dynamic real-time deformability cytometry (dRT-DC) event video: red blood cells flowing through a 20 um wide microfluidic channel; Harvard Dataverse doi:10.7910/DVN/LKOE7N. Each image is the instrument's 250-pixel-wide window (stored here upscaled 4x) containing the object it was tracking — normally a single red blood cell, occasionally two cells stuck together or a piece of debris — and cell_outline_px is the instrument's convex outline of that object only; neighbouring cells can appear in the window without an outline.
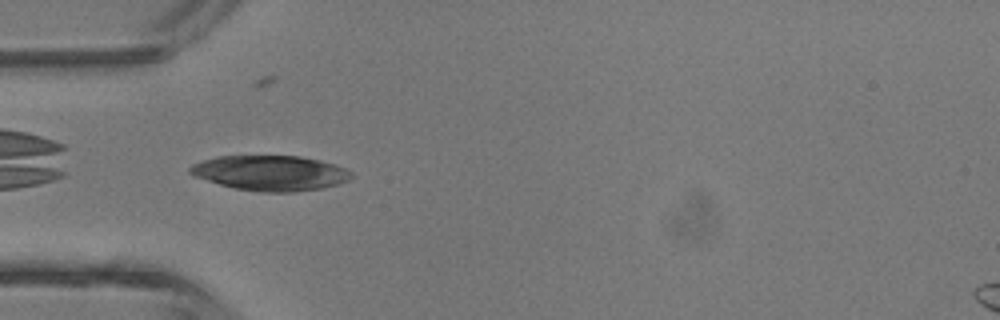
{"species": "common noctule bat (a hibernating species)", "species_latin": "Nyctalus noctula", "temperature_condition": "room temperature", "stored_images_in_passage": 26, "camera_frame_rate_fps": 3000, "um_per_image_px": 0.085, "animal": {"sex": "male", "body_mass_g": 13.3}, "frame": {"image": 1, "passage_image": 1, "time_ms": 0.0, "image_size_px": [1000, 320], "cell_outline_px": [[352, 176], [348, 180], [324, 188], [296, 192], [264, 192], [232, 188], [196, 176], [188, 172], [188, 168], [192, 164], [216, 156], [300, 156], [320, 160], [344, 168], [352, 172]], "centroid_in_image_um": [22.98, 14.71], "position_along_channel_um": 62.0, "area_um2": 32.89}}
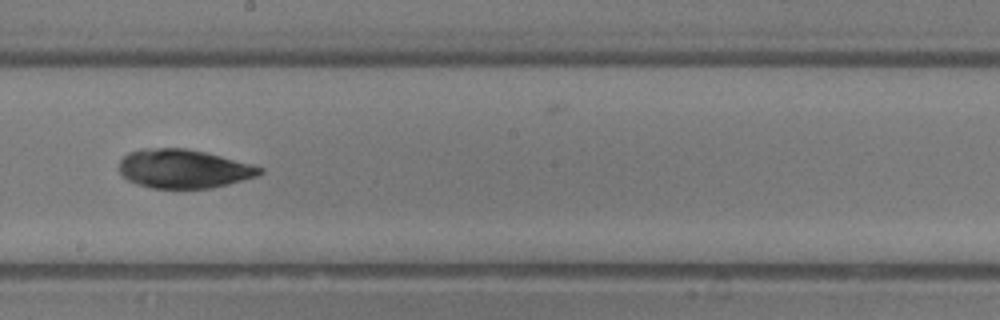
{"frame": {"image": 2, "passage_image": 12, "time_ms": 3.667, "image_size_px": [1000, 320], "cell_outline_px": [[264, 172], [256, 176], [228, 184], [212, 188], [152, 188], [136, 184], [128, 180], [120, 172], [120, 160], [128, 152], [144, 148], [184, 148], [204, 152], [252, 164], [264, 168]], "centroid_in_image_um": [15.6, 14.34], "position_along_channel_um": 232.6, "area_um2": 31.67}}
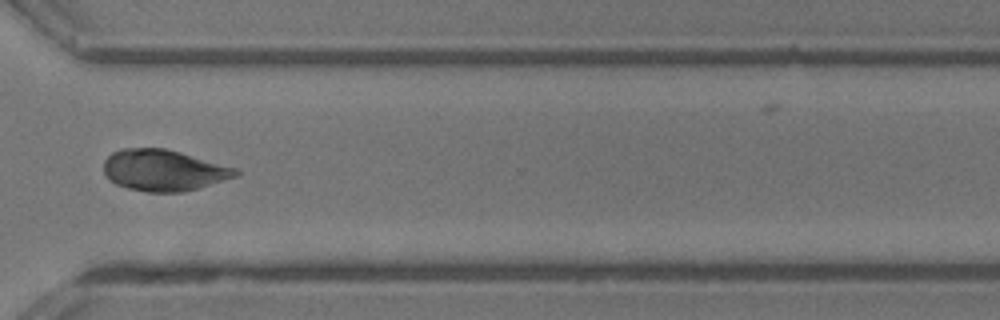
{"frame": {"image": 3, "passage_image": 20, "time_ms": 6.333, "image_size_px": [1000, 320], "cell_outline_px": [[240, 172], [236, 176], [184, 192], [148, 192], [128, 188], [116, 184], [108, 180], [104, 172], [104, 160], [112, 152], [120, 148], [164, 148], [180, 152], [236, 168]], "centroid_in_image_um": [13.86, 14.47], "position_along_channel_um": 356.7, "area_um2": 31.56}}